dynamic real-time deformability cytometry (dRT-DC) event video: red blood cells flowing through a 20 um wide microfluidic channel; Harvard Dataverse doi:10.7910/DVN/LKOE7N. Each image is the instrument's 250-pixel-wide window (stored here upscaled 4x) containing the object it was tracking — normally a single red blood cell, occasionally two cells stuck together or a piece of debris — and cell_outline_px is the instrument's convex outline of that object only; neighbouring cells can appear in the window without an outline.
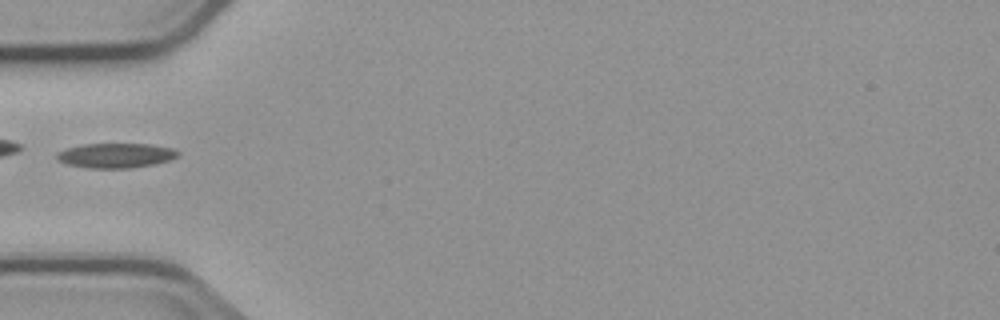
{"species": "common noctule bat (a hibernating species)", "species_latin": "Nyctalus noctula", "temperature_condition": "cold", "stored_images_in_passage": 5, "camera_frame_rate_fps": 3000, "um_per_image_px": 0.085, "animal": {"sex": "male", "body_mass_g": 23.1, "forearm_length_mm": 52.7}, "frame": {"image": 1, "passage_image": 4, "time_ms": 3.667, "image_size_px": [1000, 320], "cell_outline_px": [[180, 152], [176, 156], [168, 160], [156, 164], [128, 168], [88, 168], [68, 164], [60, 160], [56, 156], [56, 152], [68, 148], [84, 144], [148, 144], [172, 148]], "centroid_in_image_um": [9.84, 13.21], "position_along_channel_um": 75.2, "area_um2": 17.22}}
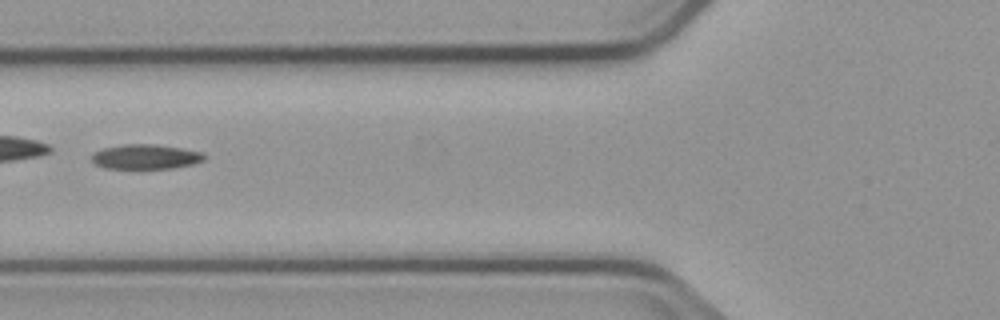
{"frame": {"image": 2, "passage_image": 5, "time_ms": 4.667, "image_size_px": [1000, 320], "cell_outline_px": [[204, 160], [192, 164], [172, 168], [104, 168], [96, 164], [92, 160], [92, 156], [96, 152], [104, 148], [124, 144], [156, 144], [204, 152]], "centroid_in_image_um": [12.4, 13.32], "position_along_channel_um": 113.4, "area_um2": 16.01}}